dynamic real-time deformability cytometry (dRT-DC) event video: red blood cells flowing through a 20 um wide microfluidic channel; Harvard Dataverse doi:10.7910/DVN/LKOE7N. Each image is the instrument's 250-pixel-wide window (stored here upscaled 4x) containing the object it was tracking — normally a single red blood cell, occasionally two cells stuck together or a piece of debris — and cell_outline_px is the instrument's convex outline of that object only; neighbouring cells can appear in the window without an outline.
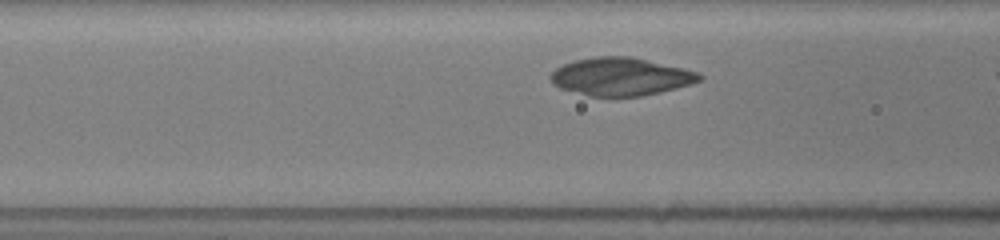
{"species": "common noctule bat (a hibernating species)", "species_latin": "Nyctalus noctula", "temperature_condition": "room temperature", "stored_images_in_passage": 7, "camera_frame_rate_fps": 3000, "um_per_image_px": 0.085, "animal": {"sex": "female", "body_mass_g": 19.5, "forearm_length_mm": 54.1}, "frame": {"image": 1, "passage_image": 6, "time_ms": 1.667, "image_size_px": [1000, 240], "cell_outline_px": [[704, 76], [700, 80], [692, 84], [660, 92], [640, 96], [588, 96], [560, 88], [552, 84], [548, 76], [556, 68], [564, 64], [576, 60], [596, 56], [632, 56], [684, 68], [700, 72]], "centroid_in_image_um": [52.77, 6.51], "position_along_channel_um": 113.8, "area_um2": 33.06}}